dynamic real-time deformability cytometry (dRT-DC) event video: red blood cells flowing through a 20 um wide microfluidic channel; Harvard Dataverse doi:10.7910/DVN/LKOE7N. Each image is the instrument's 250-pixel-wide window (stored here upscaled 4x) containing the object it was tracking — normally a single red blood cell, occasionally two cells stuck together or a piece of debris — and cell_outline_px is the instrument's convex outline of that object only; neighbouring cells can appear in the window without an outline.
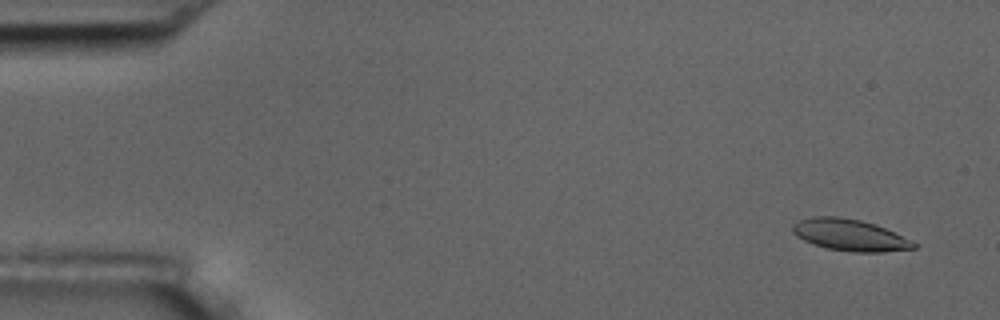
{"species": "common noctule bat (a hibernating species)", "species_latin": "Nyctalus noctula", "temperature_condition": "room temperature", "stored_images_in_passage": 56, "camera_frame_rate_fps": 3000, "um_per_image_px": 0.085, "animal": {"sex": "male", "body_mass_g": 17.5, "forearm_length_mm": 52.3}, "frame": {"image": 1, "passage_image": 3, "time_ms": 0.667, "image_size_px": [1000, 320], "cell_outline_px": [[920, 244], [916, 248], [880, 252], [852, 252], [828, 248], [812, 244], [796, 236], [792, 232], [792, 224], [800, 220], [812, 216], [836, 216], [860, 220], [876, 224]], "centroid_in_image_um": [72.23, 19.97], "position_along_channel_um": 12.8, "area_um2": 22.37}}
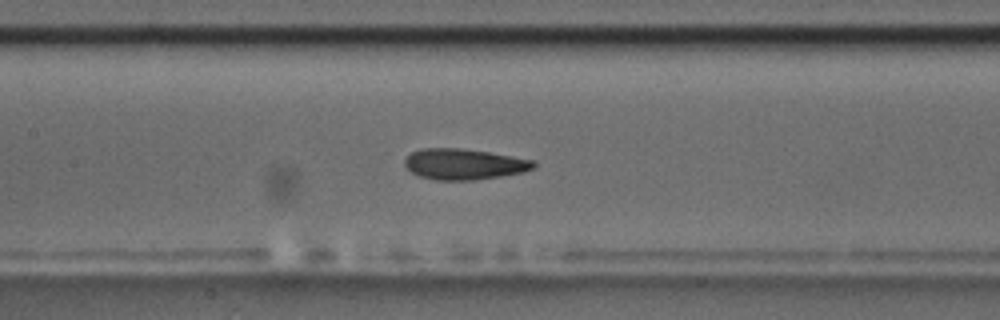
{"frame": {"image": 2, "passage_image": 26, "time_ms": 8.333, "image_size_px": [1000, 320], "cell_outline_px": [[536, 164], [532, 168], [524, 172], [476, 180], [436, 180], [420, 176], [412, 172], [404, 164], [404, 160], [412, 152], [420, 148], [460, 148], [488, 152], [536, 160]], "centroid_in_image_um": [39.45, 13.95], "position_along_channel_um": 167.9, "area_um2": 23.12}}
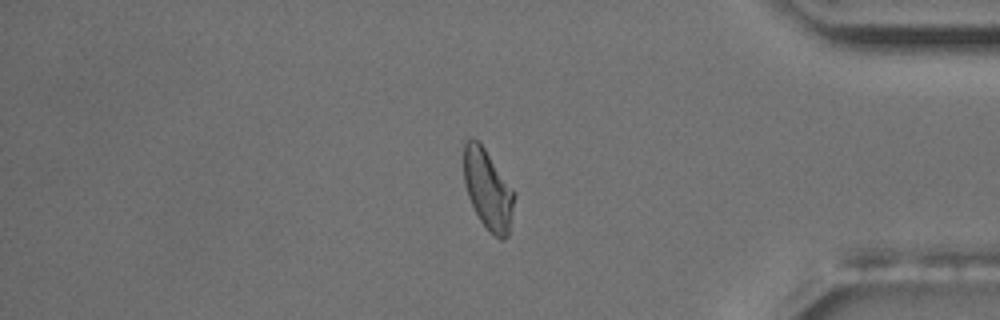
{"frame": {"image": 3, "passage_image": 47, "time_ms": 15.333, "image_size_px": [1000, 320], "cell_outline_px": [[516, 192], [508, 236], [504, 240], [500, 240], [480, 220], [468, 196], [464, 184], [464, 144], [472, 136], [484, 148]], "centroid_in_image_um": [41.49, 16.1], "position_along_channel_um": 393.7, "area_um2": 23.24}, "authors_computed_cell_mechanics": {"area_um2": 23.2356, "velocity_mm_per_s": 3.6056, "shape_relaxation_time_tau1_ms": 5.9436, "shape_relaxation_time_tau2_ms": 3.5792, "deformation_change_tau1": 0.1696, "deformation_change_tau2": 0.075}}